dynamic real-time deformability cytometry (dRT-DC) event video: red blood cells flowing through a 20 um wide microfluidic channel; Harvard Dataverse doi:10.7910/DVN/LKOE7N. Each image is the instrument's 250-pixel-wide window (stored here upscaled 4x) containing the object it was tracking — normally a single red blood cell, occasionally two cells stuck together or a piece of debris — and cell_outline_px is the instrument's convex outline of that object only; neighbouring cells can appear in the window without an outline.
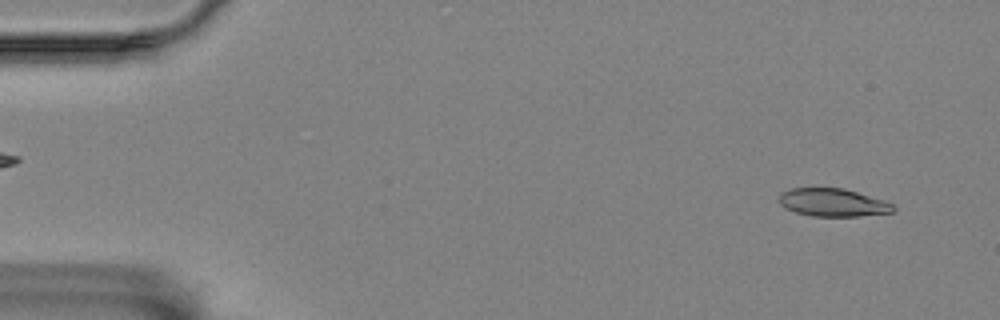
{"species": "Egyptian fruit bat (a non-hibernating species)", "species_latin": "Rousettus aegyptiacus", "temperature_condition": "room temperature", "stored_images_in_passage": 56, "camera_frame_rate_fps": 3000, "um_per_image_px": 0.085, "animal": {"sex": "female"}, "frame": {"image": 1, "passage_image": 3, "time_ms": 0.667, "image_size_px": [1000, 320], "cell_outline_px": [[896, 208], [892, 212], [856, 216], [812, 216], [796, 212], [784, 208], [780, 204], [780, 192], [792, 188], [844, 188], [884, 200], [892, 204]], "centroid_in_image_um": [70.78, 17.21], "position_along_channel_um": 14.2, "area_um2": 18.5}}
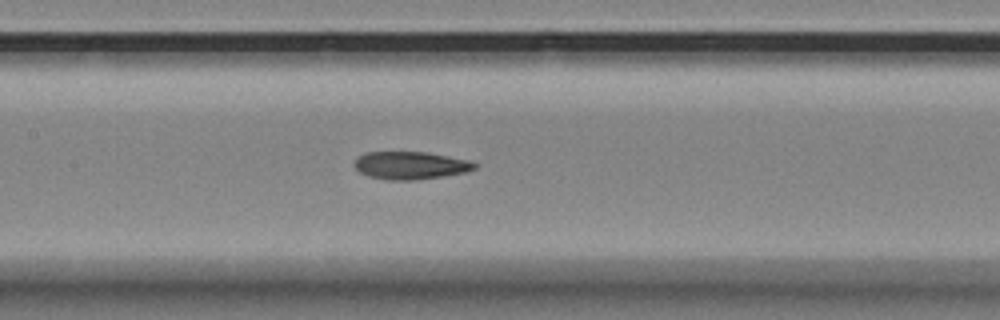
{"frame": {"image": 2, "passage_image": 26, "time_ms": 8.333, "image_size_px": [1000, 320], "cell_outline_px": [[476, 168], [464, 172], [416, 180], [388, 180], [368, 176], [360, 172], [356, 168], [356, 160], [364, 152], [428, 152], [468, 160], [476, 164]], "centroid_in_image_um": [34.88, 14.05], "position_along_channel_um": 172.5, "area_um2": 19.13}}
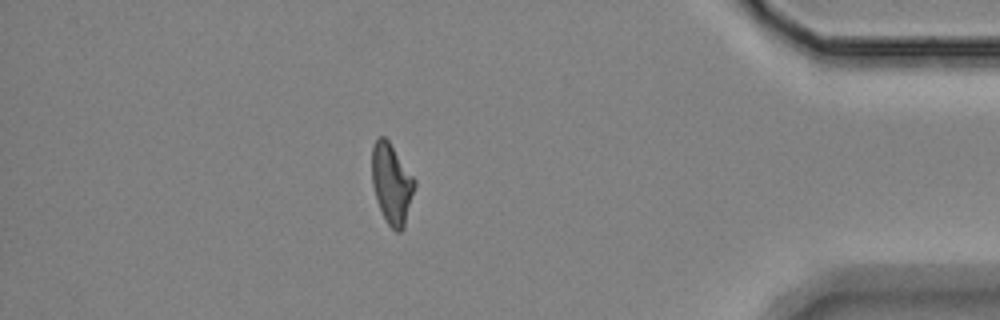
{"frame": {"image": 3, "passage_image": 49, "time_ms": 16.0, "image_size_px": [1000, 320], "cell_outline_px": [[416, 184], [404, 228], [400, 232], [396, 232], [388, 224], [380, 208], [372, 184], [372, 148], [376, 140], [380, 136], [384, 136], [388, 140], [416, 180]], "centroid_in_image_um": [33.31, 15.62], "position_along_channel_um": 401.9, "area_um2": 19.77}, "authors_computed_cell_mechanics": {"area_um2": 19.652, "velocity_mm_per_s": 3.4828, "shape_relaxation_time_tau1_ms": null, "shape_relaxation_time_tau2_ms": 3.7037, "deformation_change_tau1": null, "deformation_change_tau2": 0.1176}}